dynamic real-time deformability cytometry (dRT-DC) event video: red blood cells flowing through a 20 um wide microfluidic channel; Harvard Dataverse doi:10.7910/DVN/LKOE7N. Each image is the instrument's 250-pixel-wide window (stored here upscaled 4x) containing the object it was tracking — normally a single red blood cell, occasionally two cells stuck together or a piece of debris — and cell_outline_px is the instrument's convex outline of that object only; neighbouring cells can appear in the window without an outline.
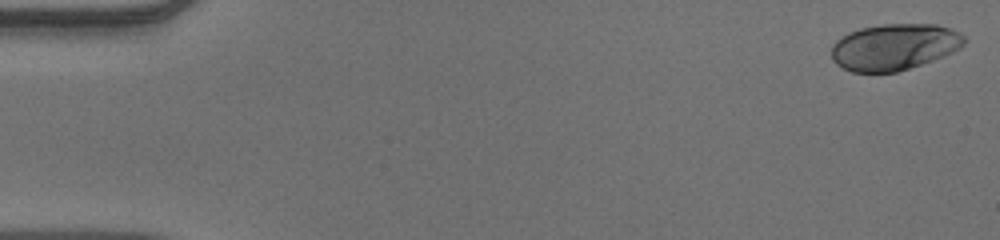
{"species": "human", "species_latin": "Homo sapiens", "temperature_condition": "warm", "stored_images_in_passage": 53, "camera_frame_rate_fps": 3000, "um_per_image_px": 0.085, "donor": {"sex": "male"}, "frame": {"image": 1, "passage_image": 1, "time_ms": 0.0, "image_size_px": [1000, 240], "cell_outline_px": [[964, 44], [960, 48], [944, 56], [896, 72], [852, 72], [836, 64], [832, 60], [832, 44], [836, 40], [848, 32], [860, 28], [880, 24], [936, 24], [952, 28], [960, 32], [964, 36]], "centroid_in_image_um": [76.0, 3.97], "position_along_channel_um": 9.0, "area_um2": 35.95}}
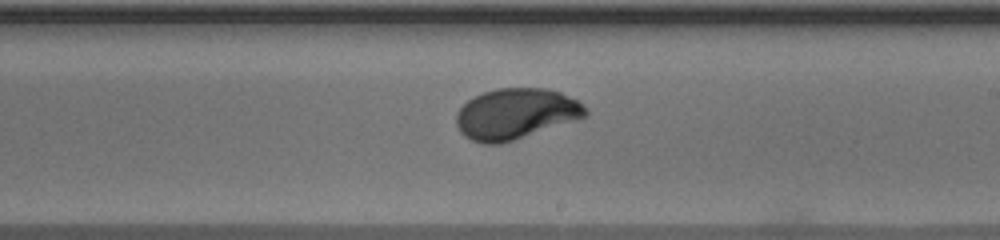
{"frame": {"image": 2, "passage_image": 31, "time_ms": 10.0, "image_size_px": [1000, 240], "cell_outline_px": [[588, 116], [576, 120], [500, 144], [484, 144], [472, 140], [464, 136], [460, 132], [456, 124], [456, 112], [468, 100], [484, 92], [496, 88], [544, 88], [560, 92], [576, 100], [588, 108]], "centroid_in_image_um": [43.83, 9.67], "position_along_channel_um": 245.2, "area_um2": 38.09}}
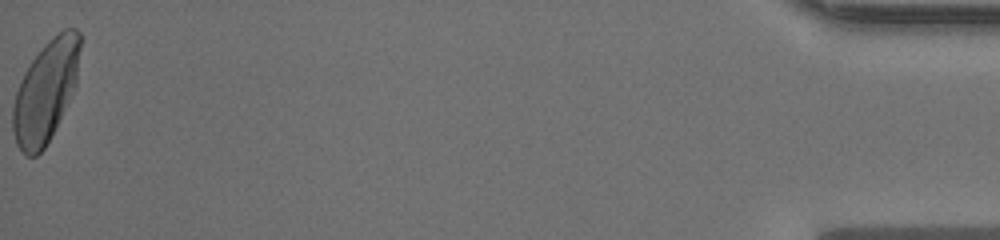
{"frame": {"image": 3, "passage_image": 53, "time_ms": 17.333, "image_size_px": [1000, 240], "cell_outline_px": [[84, 36], [76, 84], [44, 148], [36, 156], [28, 156], [16, 144], [12, 128], [12, 108], [16, 92], [20, 80], [24, 72], [32, 60], [44, 44], [48, 40], [64, 28], [76, 28]], "centroid_in_image_um": [3.91, 7.67], "position_along_channel_um": 431.3, "area_um2": 39.71}, "authors_computed_cell_mechanics": {"area_um2": 37.3966, "velocity_mm_per_s": 3.881, "shape_relaxation_time_tau1_ms": 3.2009, "shape_relaxation_time_tau2_ms": null, "deformation_change_tau1": 0.1704, "deformation_change_tau2": null}}